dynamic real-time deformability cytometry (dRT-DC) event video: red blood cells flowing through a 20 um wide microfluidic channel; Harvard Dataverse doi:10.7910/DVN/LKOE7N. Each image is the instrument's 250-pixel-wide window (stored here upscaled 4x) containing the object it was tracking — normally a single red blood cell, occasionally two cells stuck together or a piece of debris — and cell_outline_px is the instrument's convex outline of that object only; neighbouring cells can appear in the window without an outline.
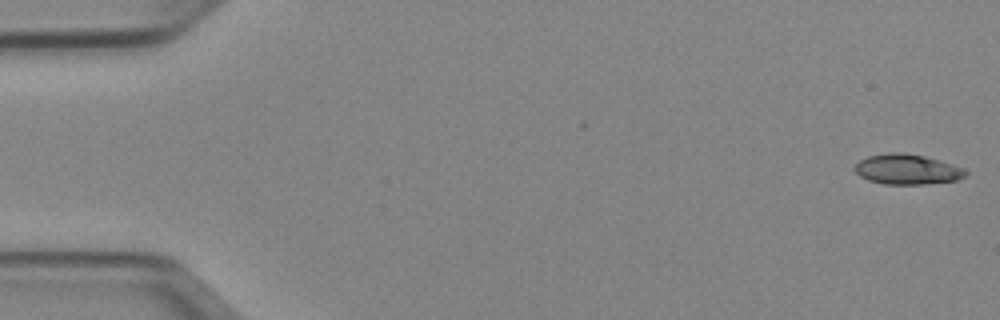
{"species": "Egyptian fruit bat (a non-hibernating species)", "species_latin": "Rousettus aegyptiacus", "temperature_condition": "cold", "stored_images_in_passage": 51, "camera_frame_rate_fps": 3000, "um_per_image_px": 0.085, "animal": {"sex": "female"}, "frame": {"image": 1, "passage_image": 1, "time_ms": 0.0, "image_size_px": [1000, 320], "cell_outline_px": [[968, 172], [964, 176], [956, 180], [924, 184], [884, 184], [868, 180], [860, 176], [856, 172], [856, 164], [860, 160], [868, 156], [888, 152], [904, 152], [924, 156], [952, 164], [964, 168]], "centroid_in_image_um": [77.1, 14.39], "position_along_channel_um": 7.9, "area_um2": 19.36}}
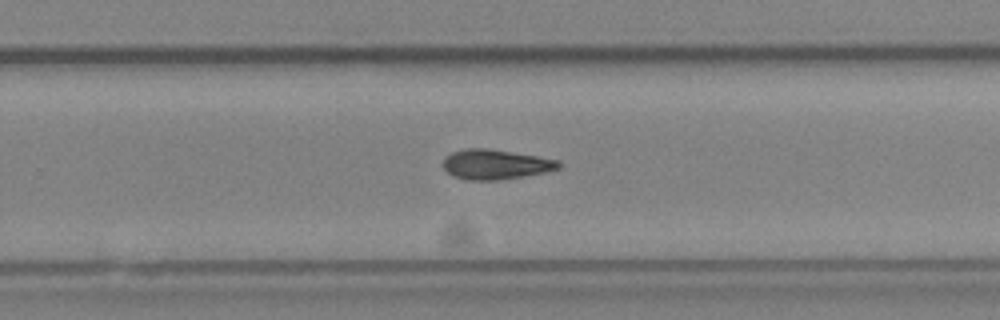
{"frame": {"image": 2, "passage_image": 33, "time_ms": 10.667, "image_size_px": [1000, 320], "cell_outline_px": [[560, 168], [544, 172], [500, 180], [468, 180], [452, 176], [444, 168], [444, 156], [452, 152], [464, 148], [488, 148], [560, 160]], "centroid_in_image_um": [42.09, 13.97], "position_along_channel_um": 287.7, "area_um2": 20.06}}
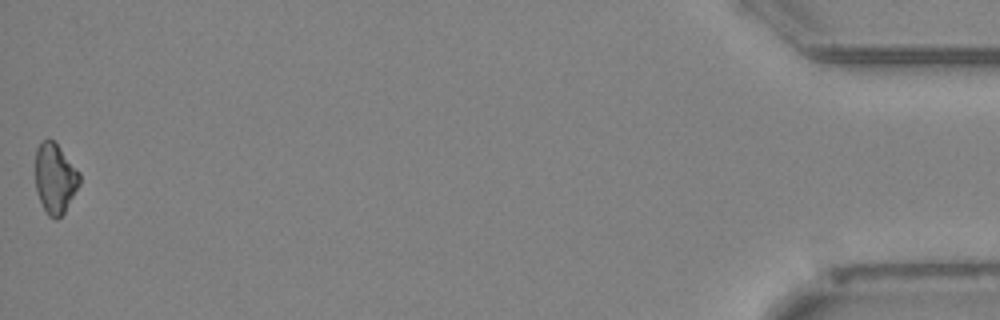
{"frame": {"image": 3, "passage_image": 51, "time_ms": 16.667, "image_size_px": [1000, 320], "cell_outline_px": [[80, 184], [64, 212], [56, 220], [48, 216], [40, 200], [36, 188], [36, 148], [40, 140], [48, 136], [60, 148], [80, 172]], "centroid_in_image_um": [4.67, 15.12], "position_along_channel_um": 430.5, "area_um2": 18.03}, "authors_computed_cell_mechanics": {"area_um2": 19.8254, "velocity_mm_per_s": 3.9618, "shape_relaxation_time_tau1_ms": 6.3226, "shape_relaxation_time_tau2_ms": null, "deformation_change_tau1": 0.1236, "deformation_change_tau2": null}}